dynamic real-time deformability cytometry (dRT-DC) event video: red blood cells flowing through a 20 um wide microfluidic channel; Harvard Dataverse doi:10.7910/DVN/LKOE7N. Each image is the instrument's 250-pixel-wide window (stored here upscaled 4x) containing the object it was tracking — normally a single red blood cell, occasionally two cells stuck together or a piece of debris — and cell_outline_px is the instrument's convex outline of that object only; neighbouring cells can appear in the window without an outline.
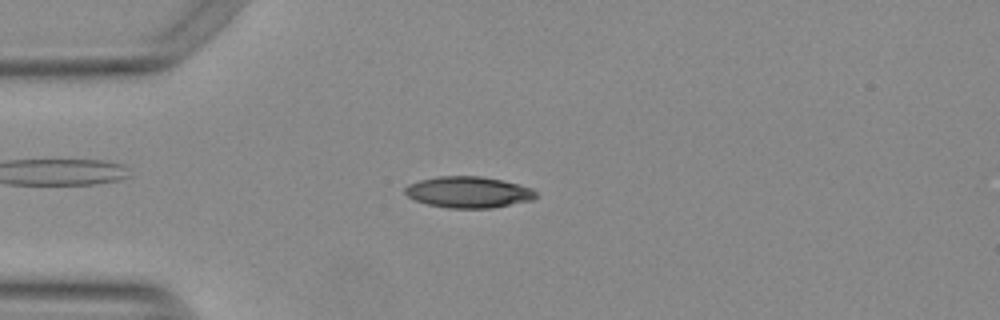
{"species": "Egyptian fruit bat (a non-hibernating species)", "species_latin": "Rousettus aegyptiacus", "temperature_condition": "warm", "stored_images_in_passage": 38, "camera_frame_rate_fps": 3000, "um_per_image_px": 0.085, "animal": {"sex": "female"}, "frame": {"image": 1, "passage_image": 4, "time_ms": 1.0, "image_size_px": [1000, 320], "cell_outline_px": [[536, 196], [532, 200], [492, 208], [448, 208], [428, 204], [416, 200], [408, 196], [404, 192], [404, 188], [408, 184], [420, 180], [440, 176], [480, 176], [500, 180], [532, 188], [536, 192]], "centroid_in_image_um": [39.8, 16.33], "position_along_channel_um": 45.2, "area_um2": 23.64}}
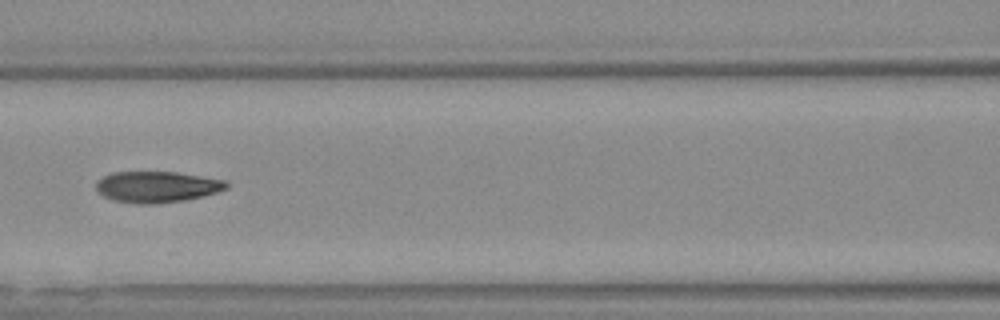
{"frame": {"image": 2, "passage_image": 14, "time_ms": 4.333, "image_size_px": [1000, 320], "cell_outline_px": [[228, 188], [216, 192], [184, 200], [156, 204], [140, 204], [112, 200], [104, 196], [96, 188], [96, 180], [112, 172], [176, 172], [224, 180], [228, 184]], "centroid_in_image_um": [13.3, 15.88], "position_along_channel_um": 153.3, "area_um2": 23.47}}
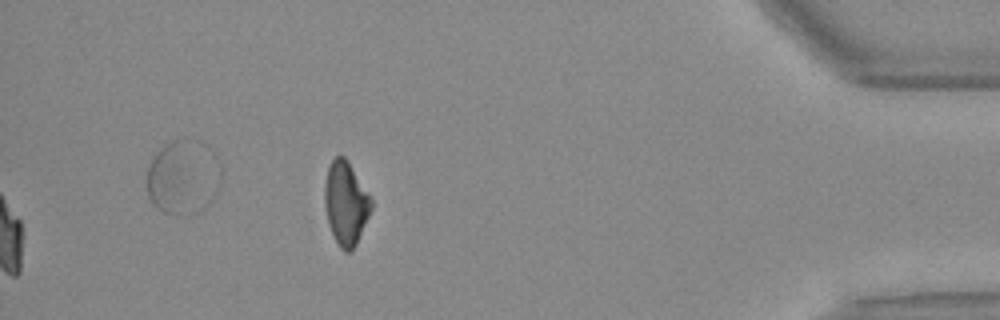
{"frame": {"image": 3, "passage_image": 38, "time_ms": 12.333, "image_size_px": [1000, 320], "cell_outline_px": [[372, 208], [356, 244], [352, 252], [344, 252], [340, 248], [328, 224], [324, 204], [324, 184], [328, 164], [336, 156], [344, 156], [372, 200]], "centroid_in_image_um": [29.36, 17.29], "position_along_channel_um": 405.8, "area_um2": 22.43}, "authors_computed_cell_mechanics": {"area_um2": 23.698, "velocity_mm_per_s": 3.7957, "shape_relaxation_time_tau1_ms": 11.1008, "shape_relaxation_time_tau2_ms": 2.3545, "deformation_change_tau1": 0.2844, "deformation_change_tau2": 0.0897}}